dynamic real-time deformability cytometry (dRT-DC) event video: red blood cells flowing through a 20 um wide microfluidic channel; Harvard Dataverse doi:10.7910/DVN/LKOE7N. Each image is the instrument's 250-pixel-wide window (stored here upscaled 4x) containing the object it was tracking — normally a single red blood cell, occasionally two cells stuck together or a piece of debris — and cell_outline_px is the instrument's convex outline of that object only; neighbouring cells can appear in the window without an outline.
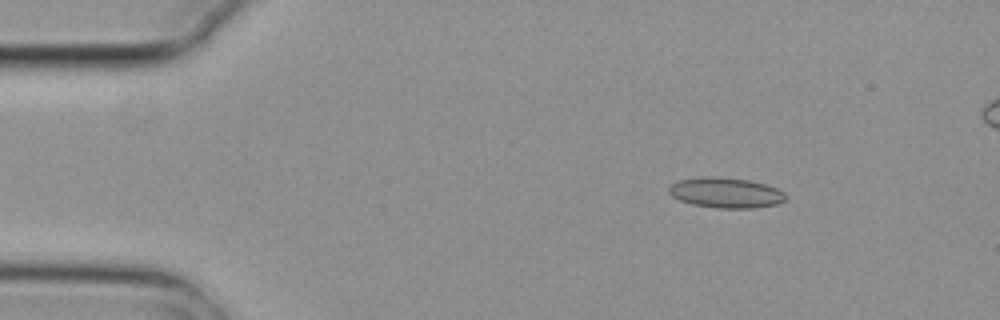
{"species": "common noctule bat (a hibernating species)", "species_latin": "Nyctalus noctula", "temperature_condition": "cold", "stored_images_in_passage": 4, "camera_frame_rate_fps": 3000, "um_per_image_px": 0.085, "animal": {"sex": "female", "body_mass_g": 29.2, "forearm_length_mm": 56.3}, "frame": {"image": 1, "passage_image": 1, "time_ms": 0.0, "image_size_px": [1000, 320], "cell_outline_px": [[788, 196], [784, 200], [776, 204], [756, 208], [716, 208], [692, 204], [680, 200], [672, 196], [668, 192], [668, 188], [672, 184], [680, 180], [700, 176], [716, 176], [748, 180], [764, 184], [776, 188], [784, 192]], "centroid_in_image_um": [61.68, 16.38], "position_along_channel_um": 23.3, "area_um2": 20.69}}